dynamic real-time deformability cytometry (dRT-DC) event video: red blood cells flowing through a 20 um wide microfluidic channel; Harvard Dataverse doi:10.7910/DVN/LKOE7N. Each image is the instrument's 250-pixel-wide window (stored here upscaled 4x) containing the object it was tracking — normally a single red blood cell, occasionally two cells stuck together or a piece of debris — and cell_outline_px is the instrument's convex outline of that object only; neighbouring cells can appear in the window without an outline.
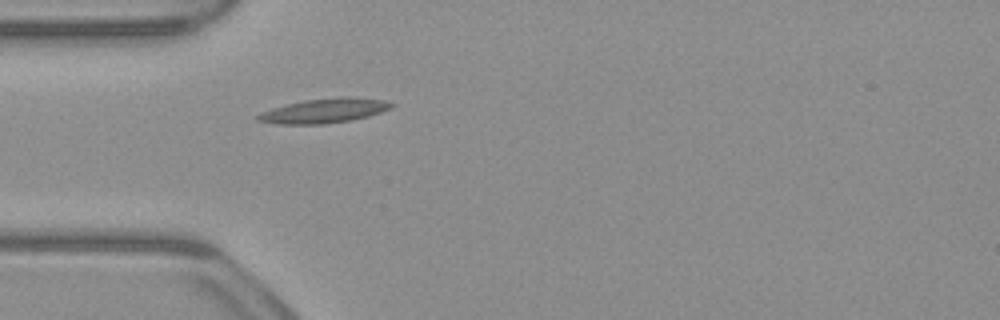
{"species": "common noctule bat (a hibernating species)", "species_latin": "Nyctalus noctula", "temperature_condition": "warm", "stored_images_in_passage": 38, "camera_frame_rate_fps": 3000, "um_per_image_px": 0.085, "animal": {"sex": "male", "body_mass_g": 23.1, "forearm_length_mm": 52.7}, "frame": {"image": 1, "passage_image": 1, "time_ms": 0.0, "image_size_px": [1000, 320], "cell_outline_px": [[396, 104], [392, 108], [368, 116], [352, 120], [324, 124], [276, 124], [256, 120], [256, 116], [272, 108], [304, 100], [344, 96], [352, 96], [384, 100]], "centroid_in_image_um": [27.61, 9.41], "position_along_channel_um": 57.4, "area_um2": 19.07}}
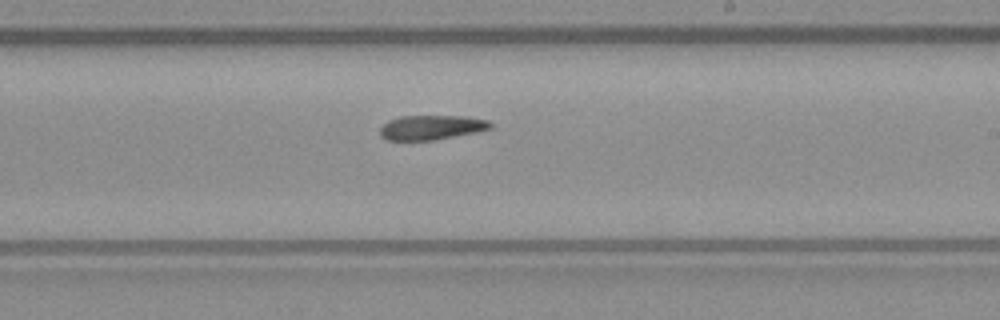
{"frame": {"image": 2, "passage_image": 16, "time_ms": 5.0, "image_size_px": [1000, 320], "cell_outline_px": [[492, 128], [476, 132], [432, 140], [388, 140], [380, 136], [380, 128], [388, 120], [400, 116], [468, 116], [488, 120], [492, 124]], "centroid_in_image_um": [36.67, 10.82], "position_along_channel_um": 252.3, "area_um2": 15.78}}
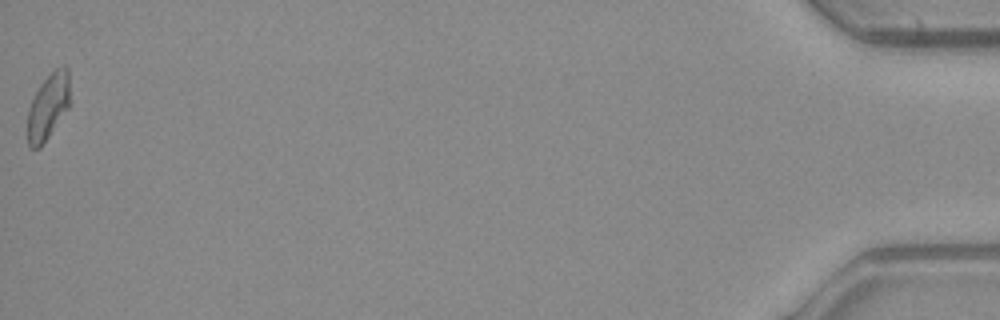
{"frame": {"image": 3, "passage_image": 38, "time_ms": 12.333, "image_size_px": [1000, 320], "cell_outline_px": [[68, 108], [40, 148], [28, 148], [28, 108], [40, 84], [56, 68], [64, 64], [68, 68]], "centroid_in_image_um": [4.07, 9.06], "position_along_channel_um": 431.1, "area_um2": 15.9}, "authors_computed_cell_mechanics": {"area_um2": 16.5308, "velocity_mm_per_s": 3.9431, "shape_relaxation_time_tau1_ms": null, "shape_relaxation_time_tau2_ms": 3.6795, "deformation_change_tau1": null, "deformation_change_tau2": 0.1144}}